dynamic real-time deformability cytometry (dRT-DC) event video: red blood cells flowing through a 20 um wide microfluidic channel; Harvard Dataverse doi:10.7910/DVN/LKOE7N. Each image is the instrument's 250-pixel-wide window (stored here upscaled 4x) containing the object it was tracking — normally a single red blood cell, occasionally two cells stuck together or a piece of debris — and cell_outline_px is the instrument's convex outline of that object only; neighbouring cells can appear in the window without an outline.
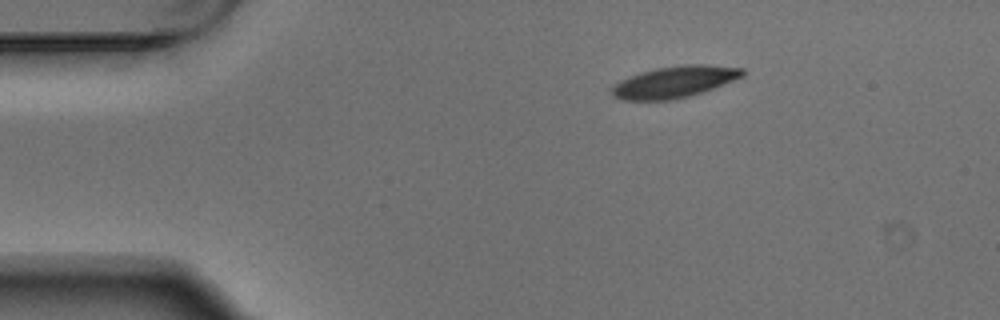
{"species": "Egyptian fruit bat (a non-hibernating species)", "species_latin": "Rousettus aegyptiacus", "temperature_condition": "warm", "stored_images_in_passage": 3, "camera_frame_rate_fps": 3000, "um_per_image_px": 0.085, "animal": {"sex": "male"}, "frame": {"image": 1, "passage_image": 1, "time_ms": 0.0, "image_size_px": [1000, 320], "cell_outline_px": [[744, 76], [712, 88], [688, 96], [672, 100], [624, 100], [612, 96], [612, 88], [620, 80], [628, 76], [640, 72], [656, 68], [684, 64], [704, 64], [744, 68]], "centroid_in_image_um": [57.31, 6.95], "position_along_channel_um": 27.7, "area_um2": 23.87}}
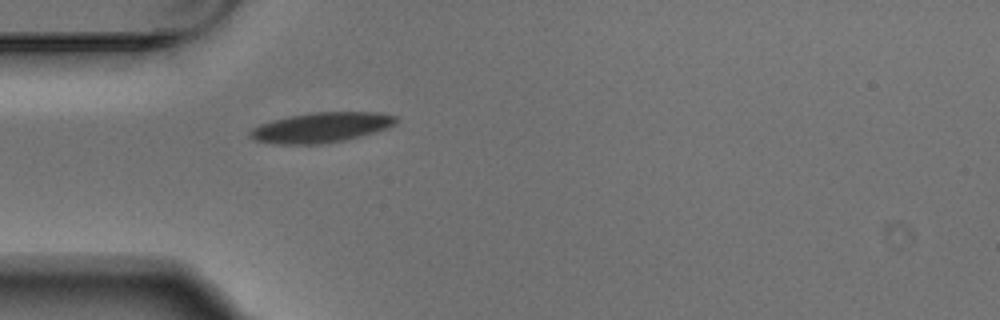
{"frame": {"image": 2, "passage_image": 3, "time_ms": 0.667, "image_size_px": [1000, 320], "cell_outline_px": [[396, 124], [388, 128], [376, 132], [344, 140], [320, 144], [276, 144], [256, 140], [248, 136], [248, 132], [252, 128], [260, 124], [272, 120], [288, 116], [312, 112], [376, 112], [396, 116]], "centroid_in_image_um": [27.29, 10.83], "position_along_channel_um": 57.7, "area_um2": 25.61}}